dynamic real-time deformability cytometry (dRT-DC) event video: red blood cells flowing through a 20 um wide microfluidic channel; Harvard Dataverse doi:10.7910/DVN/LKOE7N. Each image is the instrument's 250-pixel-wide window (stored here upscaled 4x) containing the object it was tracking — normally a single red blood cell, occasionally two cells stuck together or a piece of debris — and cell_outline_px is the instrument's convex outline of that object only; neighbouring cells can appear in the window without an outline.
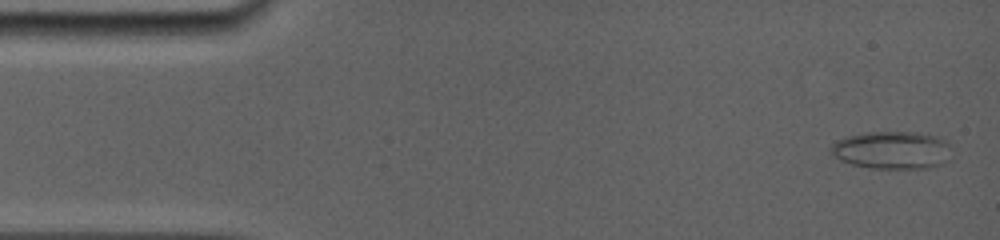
{"species": "common noctule bat (a hibernating species)", "species_latin": "Nyctalus noctula", "temperature_condition": "room temperature", "stored_images_in_passage": 15, "camera_frame_rate_fps": 5000, "um_per_image_px": 0.085, "animal": {"sex": "female", "body_mass_g": 19.0, "forearm_length_mm": 56.7}, "frame": {"image": 1, "passage_image": 1, "time_ms": 0.0, "image_size_px": [1000, 240], "cell_outline_px": [[952, 160], [944, 164], [928, 168], [868, 168], [852, 164], [840, 160], [828, 152], [828, 148], [836, 140], [848, 136], [868, 132], [916, 132], [936, 136], [948, 140]], "centroid_in_image_um": [75.85, 12.76], "position_along_channel_um": 9.1, "area_um2": 27.05}}
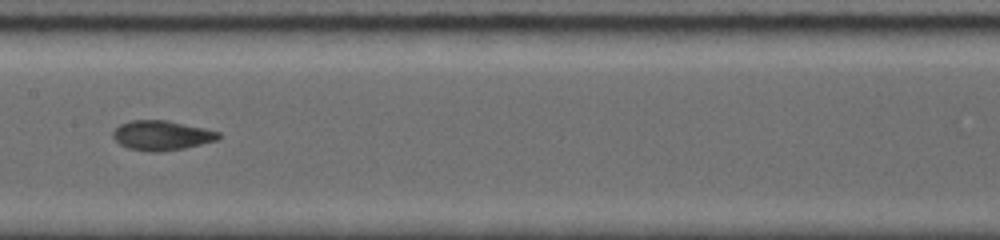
{"frame": {"image": 2, "passage_image": 8, "time_ms": 7.6, "image_size_px": [1000, 240], "cell_outline_px": [[220, 136], [216, 140], [184, 148], [160, 152], [148, 152], [128, 148], [120, 144], [112, 136], [112, 132], [120, 124], [132, 120], [168, 120], [204, 128], [220, 132]], "centroid_in_image_um": [13.72, 11.51], "position_along_channel_um": 193.7, "area_um2": 18.21}}
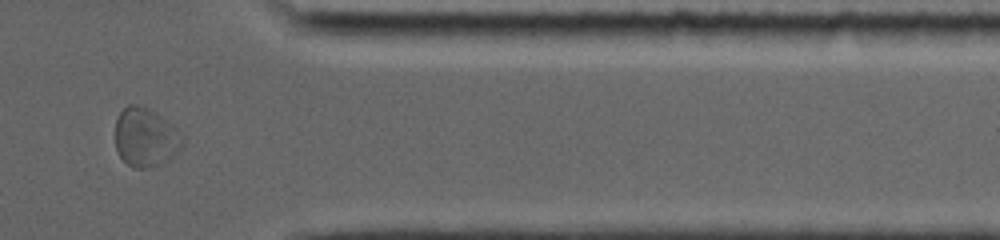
{"frame": {"image": 3, "passage_image": 13, "time_ms": 13.0, "image_size_px": [1000, 240], "cell_outline_px": [[184, 144], [172, 156], [160, 164], [148, 168], [132, 168], [120, 156], [116, 148], [116, 116], [128, 104], [136, 104], [148, 108], [156, 112], [176, 128], [184, 136]], "centroid_in_image_um": [12.37, 11.66], "position_along_channel_um": 399.0, "area_um2": 23.06}, "authors_computed_cell_mechanics": {"area_um2": 19.4208, "velocity_mm_per_s": 3.9035, "shape_relaxation_time_tau1_ms": null, "shape_relaxation_time_tau2_ms": 1.7644, "deformation_change_tau1": null, "deformation_change_tau2": 0.0738}}